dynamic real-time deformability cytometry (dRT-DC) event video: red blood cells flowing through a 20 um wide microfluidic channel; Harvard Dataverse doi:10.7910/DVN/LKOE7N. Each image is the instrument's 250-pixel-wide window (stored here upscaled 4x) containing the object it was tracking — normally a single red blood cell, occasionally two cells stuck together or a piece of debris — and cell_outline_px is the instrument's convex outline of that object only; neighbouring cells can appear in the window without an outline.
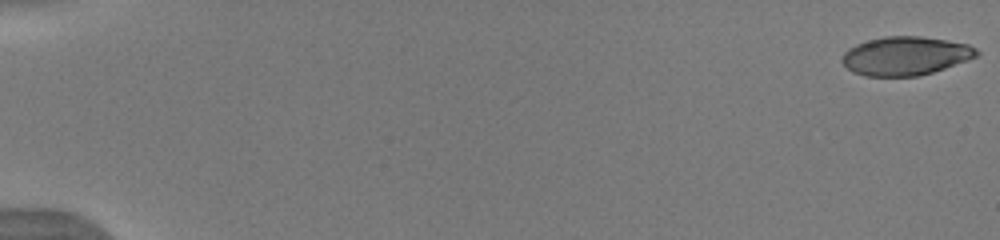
{"species": "human", "species_latin": "Homo sapiens", "temperature_condition": "warm", "stored_images_in_passage": 52, "camera_frame_rate_fps": 3000, "um_per_image_px": 0.085, "donor": {"sex": "male"}, "frame": {"image": 1, "passage_image": 1, "time_ms": 0.0, "image_size_px": [1000, 240], "cell_outline_px": [[980, 52], [976, 56], [944, 68], [932, 72], [916, 76], [864, 76], [852, 72], [840, 60], [844, 52], [848, 48], [856, 44], [868, 40], [884, 36], [920, 36], [948, 40], [968, 44], [976, 48]], "centroid_in_image_um": [76.93, 4.74], "position_along_channel_um": 8.1, "area_um2": 30.23}}
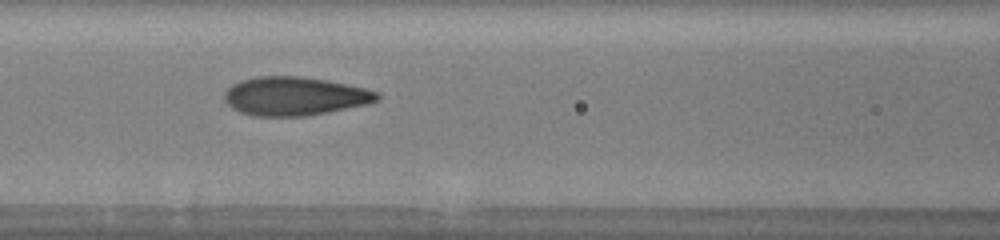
{"frame": {"image": 2, "passage_image": 25, "time_ms": 8.0, "image_size_px": [1000, 240], "cell_outline_px": [[380, 96], [376, 100], [368, 104], [328, 112], [304, 116], [252, 116], [240, 112], [232, 108], [224, 100], [224, 92], [232, 84], [240, 80], [260, 76], [300, 76], [328, 80], [348, 84], [380, 92]], "centroid_in_image_um": [25.04, 8.17], "position_along_channel_um": 141.6, "area_um2": 34.51}}
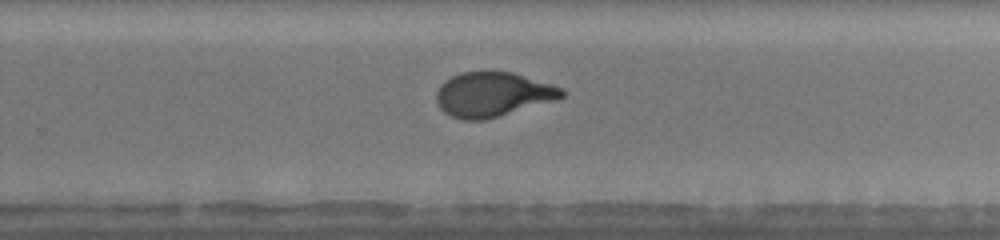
{"frame": {"image": 3, "passage_image": 36, "time_ms": 11.667, "image_size_px": [1000, 240], "cell_outline_px": [[564, 96], [556, 100], [484, 120], [464, 120], [452, 116], [444, 112], [440, 108], [436, 100], [436, 92], [440, 84], [444, 80], [452, 76], [464, 72], [512, 72], [552, 84], [564, 88]], "centroid_in_image_um": [41.88, 8.03], "position_along_channel_um": 287.9, "area_um2": 32.43}, "authors_computed_cell_mechanics": {"area_um2": 32.6281, "velocity_mm_per_s": 4.0004, "shape_relaxation_time_tau1_ms": 4.8082, "shape_relaxation_time_tau2_ms": null, "deformation_change_tau1": 0.212, "deformation_change_tau2": null}}